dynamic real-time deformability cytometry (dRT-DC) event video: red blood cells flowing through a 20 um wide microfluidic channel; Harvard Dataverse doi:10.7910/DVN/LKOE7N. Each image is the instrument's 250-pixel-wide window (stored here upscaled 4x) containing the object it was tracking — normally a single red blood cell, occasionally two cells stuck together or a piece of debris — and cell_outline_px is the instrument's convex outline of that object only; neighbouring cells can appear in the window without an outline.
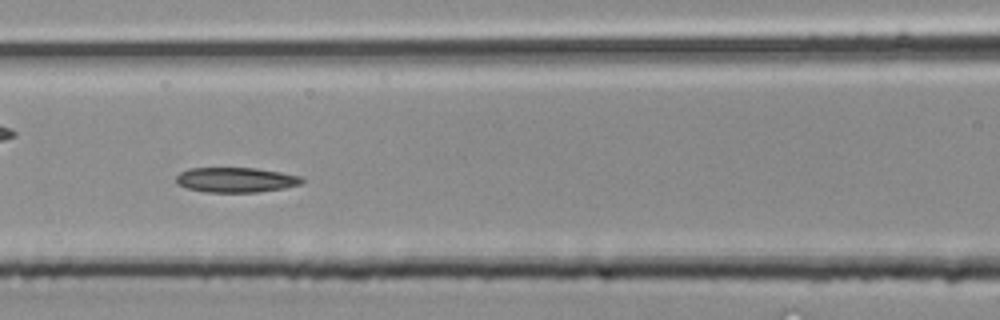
{"species": "common noctule bat (a hibernating species)", "species_latin": "Nyctalus noctula", "temperature_condition": "room temperature", "stored_images_in_passage": 33, "camera_frame_rate_fps": 3000, "um_per_image_px": 0.085, "animal": {"sex": "male", "body_mass_g": 20.4}, "frame": {"image": 1, "passage_image": 15, "time_ms": 4.667, "image_size_px": [1000, 320], "cell_outline_px": [[304, 180], [300, 184], [284, 188], [256, 192], [204, 192], [188, 188], [176, 184], [176, 176], [180, 172], [188, 168], [256, 168], [280, 172], [300, 176]], "centroid_in_image_um": [20.01, 15.28], "position_along_channel_um": 146.6, "area_um2": 18.26}}
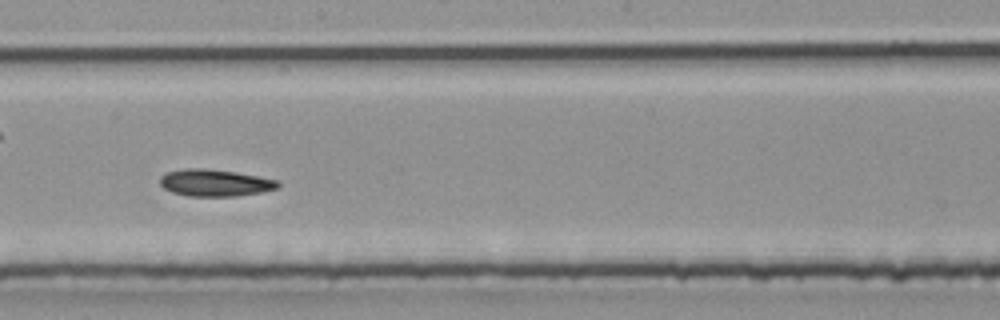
{"frame": {"image": 2, "passage_image": 19, "time_ms": 6.0, "image_size_px": [1000, 320], "cell_outline_px": [[280, 188], [260, 192], [236, 196], [188, 196], [172, 192], [164, 188], [160, 184], [160, 176], [164, 172], [184, 168], [204, 168], [236, 172], [260, 176], [280, 180]], "centroid_in_image_um": [18.28, 15.53], "position_along_channel_um": 229.9, "area_um2": 18.79}}
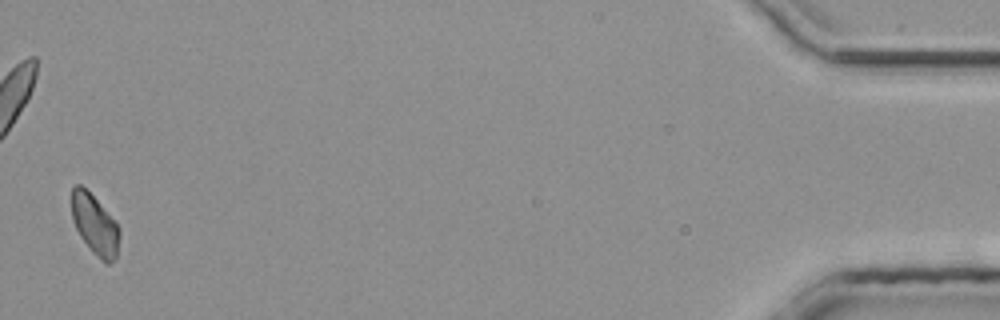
{"frame": {"image": 3, "passage_image": 33, "time_ms": 10.667, "image_size_px": [1000, 320], "cell_outline_px": [[120, 236], [116, 256], [108, 264], [104, 264], [92, 252], [80, 236], [72, 220], [72, 184], [80, 184], [116, 220], [120, 228]], "centroid_in_image_um": [8.07, 19.12], "position_along_channel_um": 427.1, "area_um2": 16.82}}